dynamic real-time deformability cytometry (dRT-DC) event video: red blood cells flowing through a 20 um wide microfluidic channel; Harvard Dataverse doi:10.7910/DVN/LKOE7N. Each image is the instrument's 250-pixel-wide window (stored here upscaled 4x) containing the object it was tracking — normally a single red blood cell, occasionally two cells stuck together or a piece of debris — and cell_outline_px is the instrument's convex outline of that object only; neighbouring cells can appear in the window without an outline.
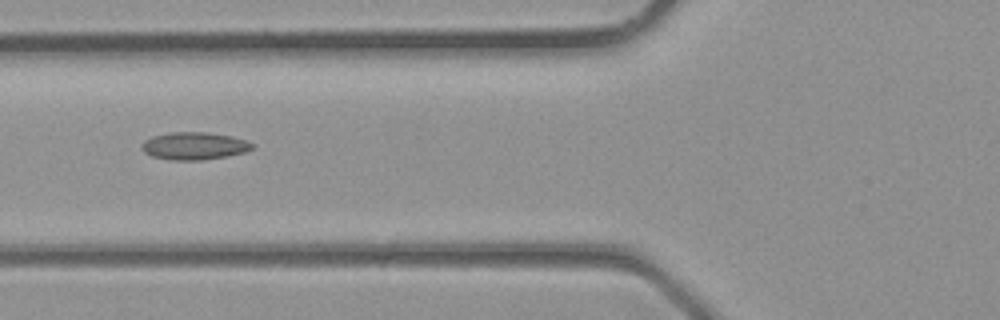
{"species": "common noctule bat (a hibernating species)", "species_latin": "Nyctalus noctula", "temperature_condition": "room temperature", "stored_images_in_passage": 4, "camera_frame_rate_fps": 3000, "um_per_image_px": 0.085, "animal": {"sex": "male", "body_mass_g": 23.1, "forearm_length_mm": 52.7}, "frame": {"image": 1, "passage_image": 4, "time_ms": 1.0, "image_size_px": [1000, 320], "cell_outline_px": [[256, 144], [252, 148], [244, 152], [228, 156], [200, 160], [172, 160], [152, 156], [144, 152], [140, 148], [140, 144], [144, 140], [152, 136], [172, 132], [204, 132], [232, 136]], "centroid_in_image_um": [16.48, 12.4], "position_along_channel_um": 109.3, "area_um2": 17.74}}